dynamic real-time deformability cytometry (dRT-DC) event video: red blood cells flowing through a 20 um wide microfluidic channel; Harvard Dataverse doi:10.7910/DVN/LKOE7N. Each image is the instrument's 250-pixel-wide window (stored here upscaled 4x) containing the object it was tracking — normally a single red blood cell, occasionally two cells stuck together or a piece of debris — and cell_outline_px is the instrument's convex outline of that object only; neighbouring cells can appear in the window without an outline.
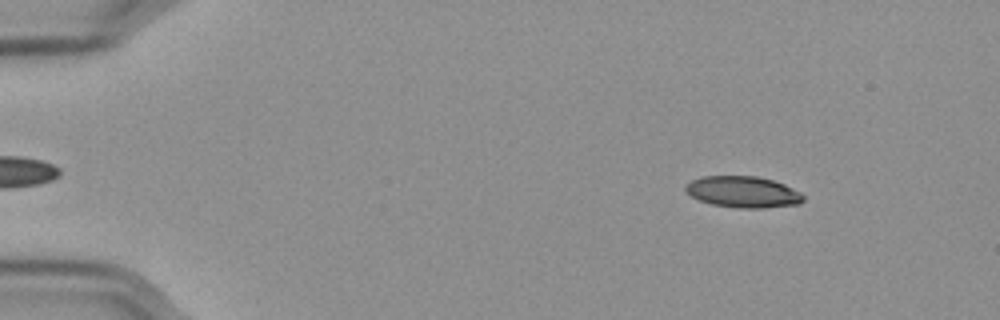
{"species": "Egyptian fruit bat (a non-hibernating species)", "species_latin": "Rousettus aegyptiacus", "temperature_condition": "cold", "stored_images_in_passage": 56, "camera_frame_rate_fps": 3000, "um_per_image_px": 0.085, "frame": {"image": 1, "passage_image": 6, "time_ms": 1.667, "image_size_px": [1000, 320], "cell_outline_px": [[804, 200], [800, 204], [764, 208], [740, 208], [712, 204], [700, 200], [684, 192], [684, 184], [700, 176], [756, 176], [772, 180], [784, 184], [800, 192], [804, 196]], "centroid_in_image_um": [63.14, 16.31], "position_along_channel_um": 21.9, "area_um2": 21.62}}
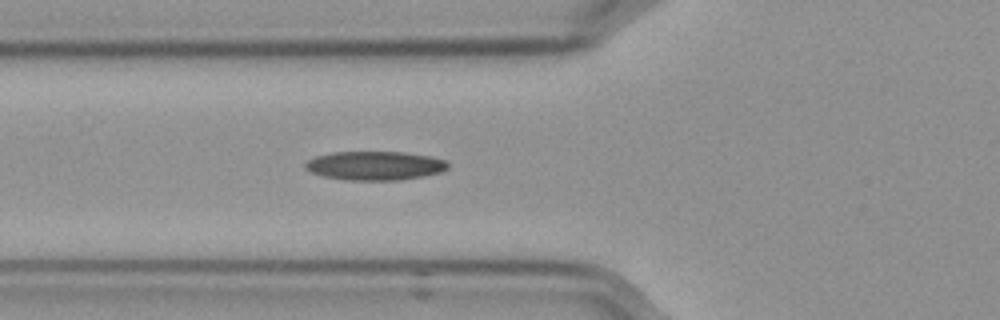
{"frame": {"image": 2, "passage_image": 20, "time_ms": 6.333, "image_size_px": [1000, 320], "cell_outline_px": [[448, 168], [440, 172], [400, 180], [344, 180], [324, 176], [312, 172], [304, 168], [304, 164], [308, 160], [316, 156], [332, 152], [404, 152], [432, 156], [448, 160]], "centroid_in_image_um": [31.88, 14.07], "position_along_channel_um": 93.9, "area_um2": 24.04}}
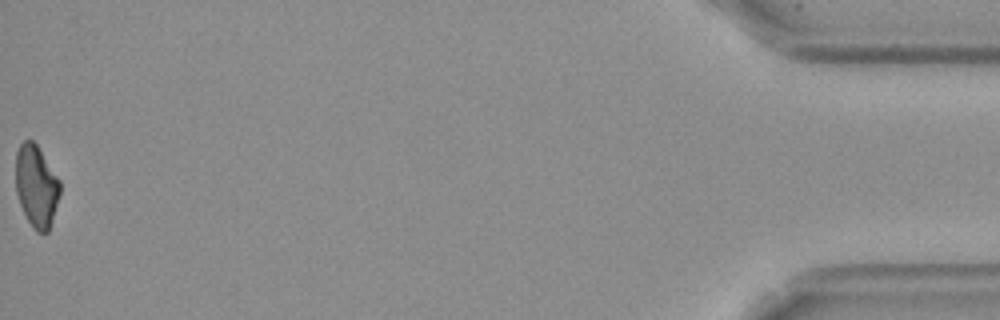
{"frame": {"image": 3, "passage_image": 56, "time_ms": 18.333, "image_size_px": [1000, 320], "cell_outline_px": [[60, 192], [48, 232], [36, 232], [28, 220], [20, 204], [16, 192], [16, 152], [20, 144], [24, 140], [32, 140], [36, 144], [60, 180]], "centroid_in_image_um": [3.08, 15.8], "position_along_channel_um": 432.1, "area_um2": 20.87}, "authors_computed_cell_mechanics": {"area_um2": 22.6287, "velocity_mm_per_s": 3.5798, "shape_relaxation_time_tau1_ms": null, "shape_relaxation_time_tau2_ms": 6.8163, "deformation_change_tau1": null, "deformation_change_tau2": 0.1517}}